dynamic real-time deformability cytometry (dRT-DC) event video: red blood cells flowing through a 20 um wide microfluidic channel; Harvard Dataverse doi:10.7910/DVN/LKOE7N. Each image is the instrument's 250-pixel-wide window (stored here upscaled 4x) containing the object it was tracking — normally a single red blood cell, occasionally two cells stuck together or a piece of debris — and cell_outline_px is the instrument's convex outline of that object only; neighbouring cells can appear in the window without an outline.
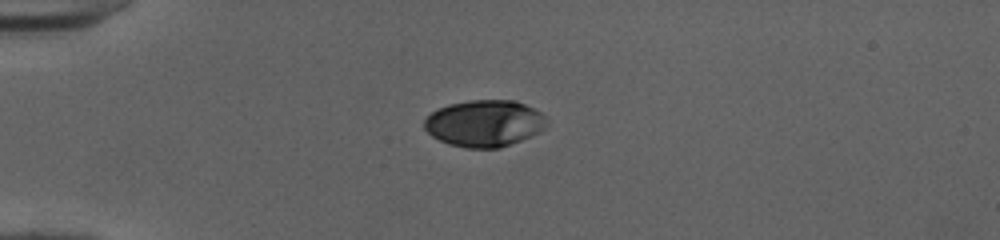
{"species": "human", "species_latin": "Homo sapiens", "temperature_condition": "cold", "stored_images_in_passage": 39, "camera_frame_rate_fps": 3000, "um_per_image_px": 0.085, "donor": {"sex": "female"}, "frame": {"image": 1, "passage_image": 1, "time_ms": 0.0, "image_size_px": [1000, 240], "cell_outline_px": [[548, 124], [544, 128], [520, 140], [500, 148], [468, 148], [448, 144], [432, 136], [424, 128], [424, 120], [432, 112], [448, 104], [468, 100], [516, 100], [540, 112], [544, 116]], "centroid_in_image_um": [41.15, 10.48], "position_along_channel_um": 43.8, "area_um2": 33.06}}
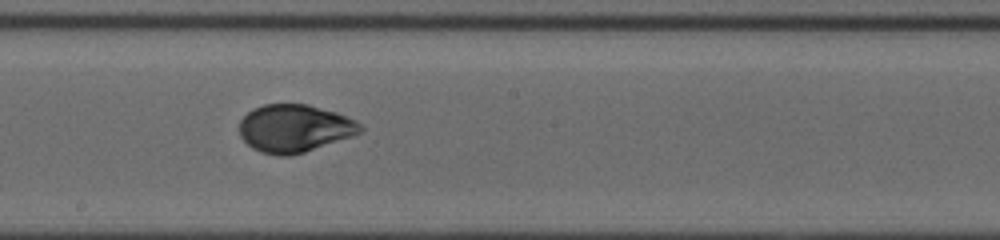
{"frame": {"image": 2, "passage_image": 17, "time_ms": 5.333, "image_size_px": [1000, 240], "cell_outline_px": [[364, 128], [360, 132], [352, 136], [304, 152], [288, 156], [280, 156], [260, 152], [252, 148], [240, 136], [240, 120], [252, 108], [264, 104], [308, 104], [336, 112], [356, 120]], "centroid_in_image_um": [25.02, 10.9], "position_along_channel_um": 223.2, "area_um2": 33.58}}
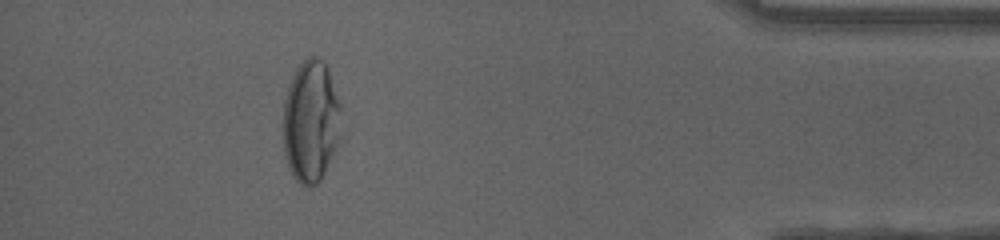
{"frame": {"image": 3, "passage_image": 34, "time_ms": 11.0, "image_size_px": [1000, 240], "cell_outline_px": [[340, 108], [336, 144], [324, 172], [320, 180], [316, 184], [308, 188], [300, 184], [292, 176], [288, 168], [284, 152], [284, 100], [288, 84], [296, 68], [308, 56], [316, 56], [324, 60], [328, 68], [340, 104]], "centroid_in_image_um": [26.38, 10.29], "position_along_channel_um": 408.8, "area_um2": 40.86}, "authors_computed_cell_mechanics": {"area_um2": 33.9864, "velocity_mm_per_s": 4.0111, "shape_relaxation_time_tau1_ms": 3.4665, "shape_relaxation_time_tau2_ms": null, "deformation_change_tau1": 0.1542, "deformation_change_tau2": null}}